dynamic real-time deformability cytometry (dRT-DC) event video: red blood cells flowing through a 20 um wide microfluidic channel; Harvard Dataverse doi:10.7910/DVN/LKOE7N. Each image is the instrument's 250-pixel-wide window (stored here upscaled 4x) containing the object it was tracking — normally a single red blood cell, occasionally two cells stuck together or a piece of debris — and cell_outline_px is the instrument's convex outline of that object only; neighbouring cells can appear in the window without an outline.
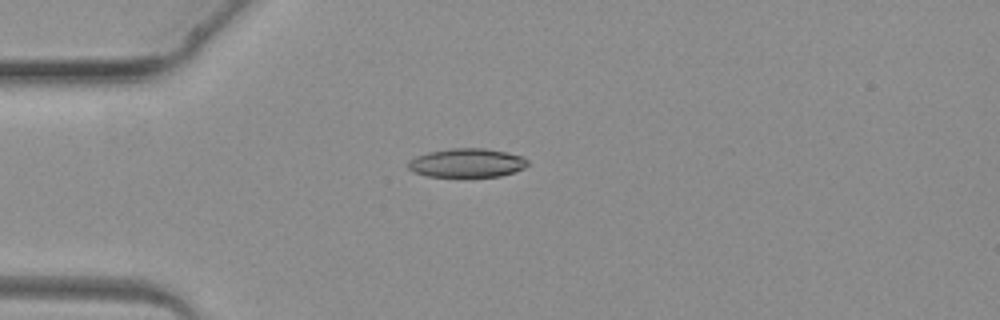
{"species": "common noctule bat (a hibernating species)", "species_latin": "Nyctalus noctula", "temperature_condition": "warm", "stored_images_in_passage": 3, "camera_frame_rate_fps": 3000, "um_per_image_px": 0.085, "animal": {"sex": "female", "body_mass_g": 19.3, "forearm_length_mm": 54.1}, "frame": {"image": 1, "passage_image": 3, "time_ms": 2.333, "image_size_px": [1000, 320], "cell_outline_px": [[528, 164], [524, 168], [500, 176], [428, 176], [412, 172], [408, 168], [408, 160], [416, 156], [428, 152], [452, 148], [484, 148], [524, 156], [528, 160]], "centroid_in_image_um": [39.67, 13.84], "position_along_channel_um": 45.3, "area_um2": 20.0}}